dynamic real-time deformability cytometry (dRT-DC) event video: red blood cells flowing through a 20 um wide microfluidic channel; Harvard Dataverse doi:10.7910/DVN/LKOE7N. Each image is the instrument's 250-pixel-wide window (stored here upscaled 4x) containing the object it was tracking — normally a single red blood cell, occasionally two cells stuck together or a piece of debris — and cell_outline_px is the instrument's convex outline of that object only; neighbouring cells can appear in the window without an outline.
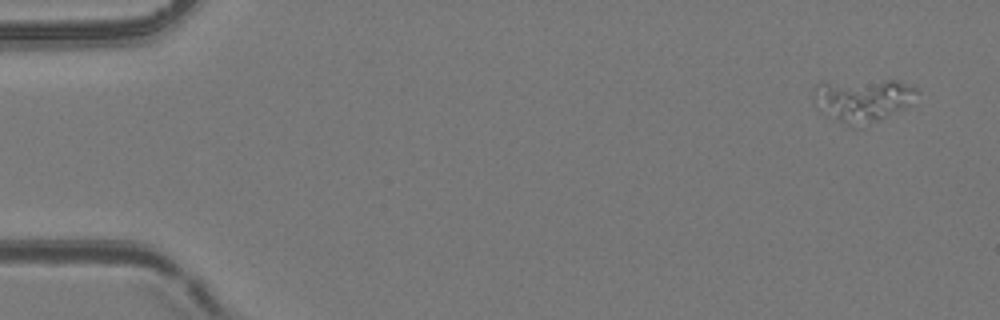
{"species": "common noctule bat (a hibernating species)", "species_latin": "Nyctalus noctula", "temperature_condition": "room temperature", "stored_images_in_passage": 5, "camera_frame_rate_fps": 3000, "um_per_image_px": 0.085, "animal": {"sex": "female", "body_mass_g": 24.6, "forearm_length_mm": 56.2}, "frame": {"image": 1, "passage_image": 1, "time_ms": 0.0, "image_size_px": [1000, 320], "cell_outline_px": [[920, 92], [904, 108], [856, 132], [820, 112], [816, 108], [812, 96], [816, 84], [888, 80], [896, 80], [916, 88]], "centroid_in_image_um": [73.29, 8.6], "position_along_channel_um": 11.7, "area_um2": 26.41}}
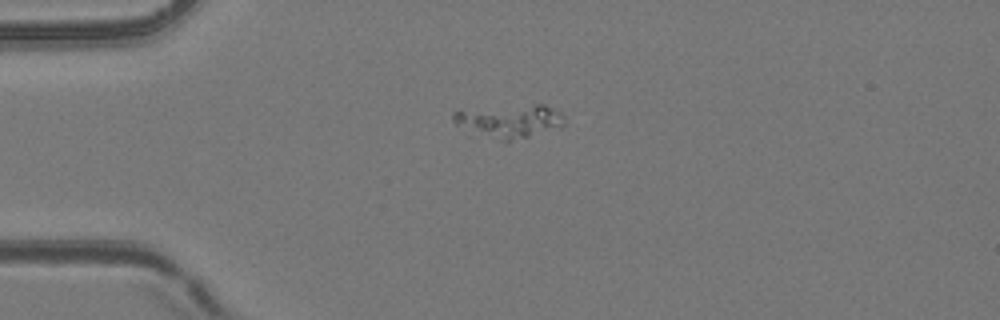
{"frame": {"image": 2, "passage_image": 4, "time_ms": 3.667, "image_size_px": [1000, 320], "cell_outline_px": [[564, 124], [560, 128], [528, 136], [508, 140], [500, 140], [472, 136], [456, 124], [452, 120], [452, 112], [536, 104], [544, 104], [560, 112], [564, 116]], "centroid_in_image_um": [43.28, 10.32], "position_along_channel_um": 41.7, "area_um2": 21.33}}